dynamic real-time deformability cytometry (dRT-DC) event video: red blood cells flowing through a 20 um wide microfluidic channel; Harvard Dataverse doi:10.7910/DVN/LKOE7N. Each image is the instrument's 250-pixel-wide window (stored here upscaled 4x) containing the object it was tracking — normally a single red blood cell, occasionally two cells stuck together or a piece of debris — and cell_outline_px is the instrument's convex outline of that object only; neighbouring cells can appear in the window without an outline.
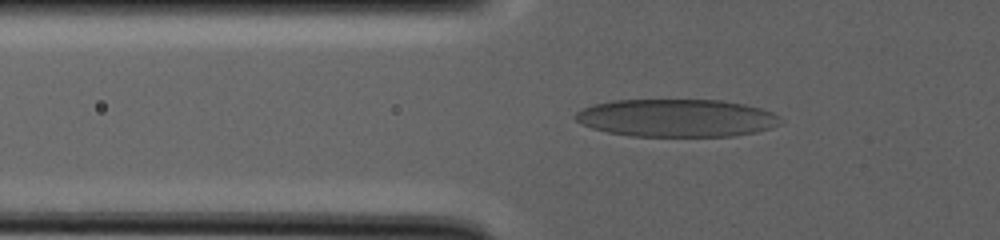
{"species": "human", "species_latin": "Homo sapiens", "temperature_condition": "warm", "stored_images_in_passage": 32, "camera_frame_rate_fps": 3000, "um_per_image_px": 0.085, "donor": {"sex": "male"}, "frame": {"image": 1, "passage_image": 3, "time_ms": 2.0, "image_size_px": [1000, 240], "cell_outline_px": [[784, 124], [756, 132], [732, 136], [632, 136], [608, 132], [592, 128], [576, 120], [572, 116], [576, 112], [592, 104], [612, 100], [720, 100], [744, 104], [760, 108], [772, 112], [780, 116], [784, 120]], "centroid_in_image_um": [57.55, 10.03], "position_along_channel_um": 68.3, "area_um2": 45.37}}
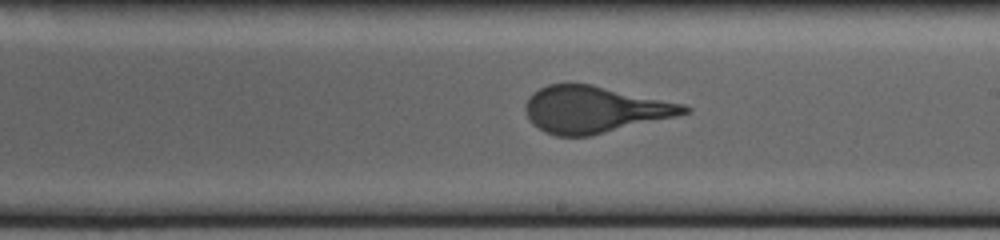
{"frame": {"image": 2, "passage_image": 15, "time_ms": 12.333, "image_size_px": [1000, 240], "cell_outline_px": [[692, 112], [676, 116], [592, 136], [556, 136], [544, 132], [532, 124], [524, 108], [524, 104], [528, 96], [532, 92], [548, 84], [592, 84], [684, 104], [692, 108]], "centroid_in_image_um": [50.52, 9.31], "position_along_channel_um": 238.5, "area_um2": 43.35}}
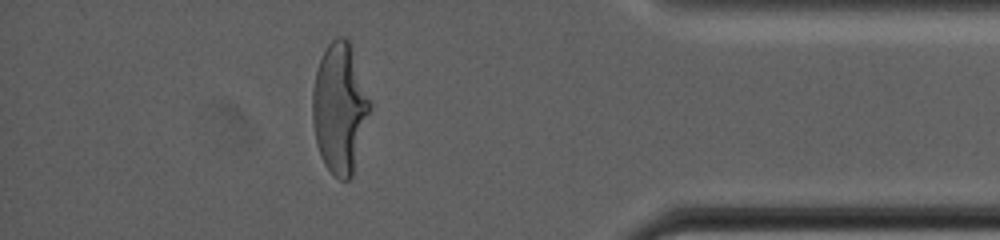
{"frame": {"image": 3, "passage_image": 28, "time_ms": 23.333, "image_size_px": [1000, 240], "cell_outline_px": [[372, 108], [352, 176], [348, 180], [340, 180], [324, 164], [320, 156], [316, 144], [312, 120], [312, 88], [316, 72], [320, 60], [328, 44], [336, 36], [344, 36], [348, 40], [372, 104]], "centroid_in_image_um": [28.87, 9.22], "position_along_channel_um": 406.3, "area_um2": 43.52}}